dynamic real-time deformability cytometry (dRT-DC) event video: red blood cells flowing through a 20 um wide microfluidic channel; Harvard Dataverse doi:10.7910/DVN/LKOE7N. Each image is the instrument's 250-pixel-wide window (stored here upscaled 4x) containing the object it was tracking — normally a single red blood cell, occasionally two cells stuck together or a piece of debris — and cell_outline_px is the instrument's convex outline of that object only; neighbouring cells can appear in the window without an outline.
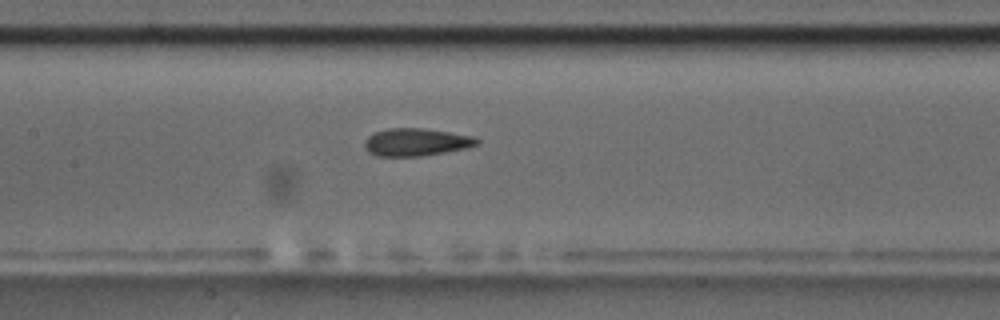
{"species": "common noctule bat (a hibernating species)", "species_latin": "Nyctalus noctula", "temperature_condition": "room temperature", "stored_images_in_passage": 20, "camera_frame_rate_fps": 3000, "um_per_image_px": 0.085, "animal": {"sex": "male", "body_mass_g": 17.5, "forearm_length_mm": 52.3}, "frame": {"image": 1, "passage_image": 15, "time_ms": 4.667, "image_size_px": [1000, 320], "cell_outline_px": [[480, 144], [468, 148], [420, 156], [376, 156], [368, 152], [364, 148], [364, 140], [372, 132], [388, 128], [420, 128], [448, 132], [472, 136], [480, 140]], "centroid_in_image_um": [35.33, 12.08], "position_along_channel_um": 172.1, "area_um2": 18.21}}